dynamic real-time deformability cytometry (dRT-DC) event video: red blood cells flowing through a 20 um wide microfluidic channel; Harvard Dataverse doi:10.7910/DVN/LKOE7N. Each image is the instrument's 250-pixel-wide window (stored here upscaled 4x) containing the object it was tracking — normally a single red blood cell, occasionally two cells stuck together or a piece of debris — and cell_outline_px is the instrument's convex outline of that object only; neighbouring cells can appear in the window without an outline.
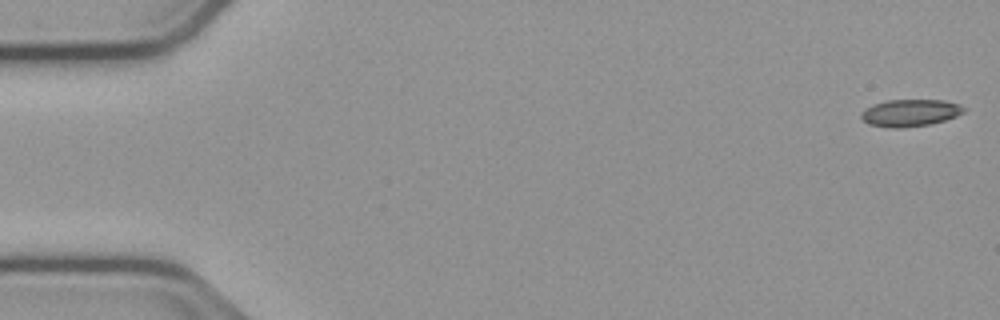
{"species": "common noctule bat (a hibernating species)", "species_latin": "Nyctalus noctula", "temperature_condition": "cold", "stored_images_in_passage": 54, "camera_frame_rate_fps": 3000, "um_per_image_px": 0.085, "animal": {"sex": "male", "body_mass_g": 23.1, "forearm_length_mm": 52.7}, "frame": {"image": 1, "passage_image": 1, "time_ms": 0.0, "image_size_px": [1000, 320], "cell_outline_px": [[968, 108], [964, 112], [956, 116], [944, 120], [928, 124], [904, 128], [888, 128], [868, 124], [860, 116], [860, 112], [864, 108], [872, 104], [888, 100], [944, 100], [960, 104]], "centroid_in_image_um": [77.35, 9.59], "position_along_channel_um": 7.7, "area_um2": 16.42}}
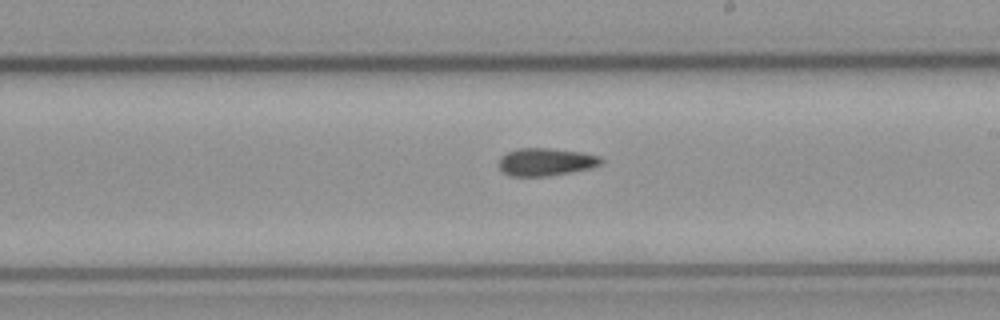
{"frame": {"image": 2, "passage_image": 31, "time_ms": 10.0, "image_size_px": [1000, 320], "cell_outline_px": [[604, 160], [600, 164], [588, 168], [548, 176], [508, 176], [496, 164], [500, 156], [516, 148], [552, 148], [584, 152], [600, 156]], "centroid_in_image_um": [46.35, 13.74], "position_along_channel_um": 242.7, "area_um2": 16.65}}
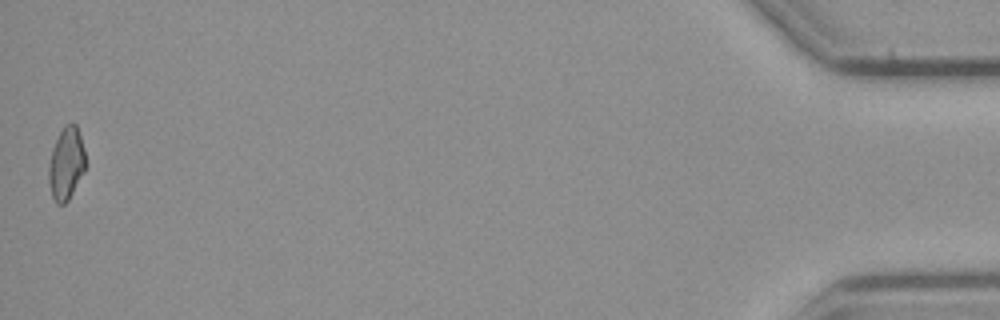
{"frame": {"image": 3, "passage_image": 54, "time_ms": 17.667, "image_size_px": [1000, 320], "cell_outline_px": [[84, 172], [68, 200], [64, 204], [56, 204], [52, 196], [48, 180], [48, 168], [52, 148], [64, 124], [76, 124], [84, 148]], "centroid_in_image_um": [5.61, 13.92], "position_along_channel_um": 429.6, "area_um2": 15.37}}